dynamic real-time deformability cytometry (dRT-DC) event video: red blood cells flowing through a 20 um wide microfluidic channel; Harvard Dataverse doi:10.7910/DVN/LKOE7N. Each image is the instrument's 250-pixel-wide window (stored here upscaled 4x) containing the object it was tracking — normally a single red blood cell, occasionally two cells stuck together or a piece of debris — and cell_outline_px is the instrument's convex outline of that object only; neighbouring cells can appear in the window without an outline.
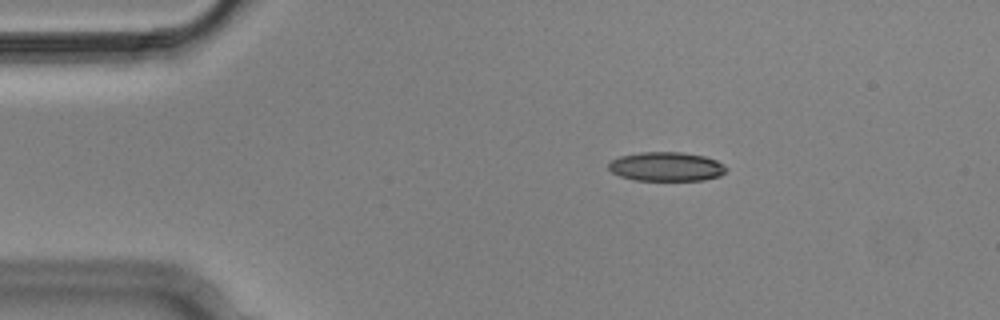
{"species": "Egyptian fruit bat (a non-hibernating species)", "species_latin": "Rousettus aegyptiacus", "temperature_condition": "cold", "stored_images_in_passage": 6, "camera_frame_rate_fps": 3000, "um_per_image_px": 0.085, "animal": {"sex": "male"}, "frame": {"image": 1, "passage_image": 3, "time_ms": 0.667, "image_size_px": [1000, 320], "cell_outline_px": [[728, 168], [720, 176], [704, 180], [632, 180], [620, 176], [612, 172], [608, 168], [608, 164], [612, 160], [620, 156], [640, 152], [684, 152], [704, 156], [716, 160], [724, 164]], "centroid_in_image_um": [56.65, 14.16], "position_along_channel_um": 28.4, "area_um2": 20.06}}